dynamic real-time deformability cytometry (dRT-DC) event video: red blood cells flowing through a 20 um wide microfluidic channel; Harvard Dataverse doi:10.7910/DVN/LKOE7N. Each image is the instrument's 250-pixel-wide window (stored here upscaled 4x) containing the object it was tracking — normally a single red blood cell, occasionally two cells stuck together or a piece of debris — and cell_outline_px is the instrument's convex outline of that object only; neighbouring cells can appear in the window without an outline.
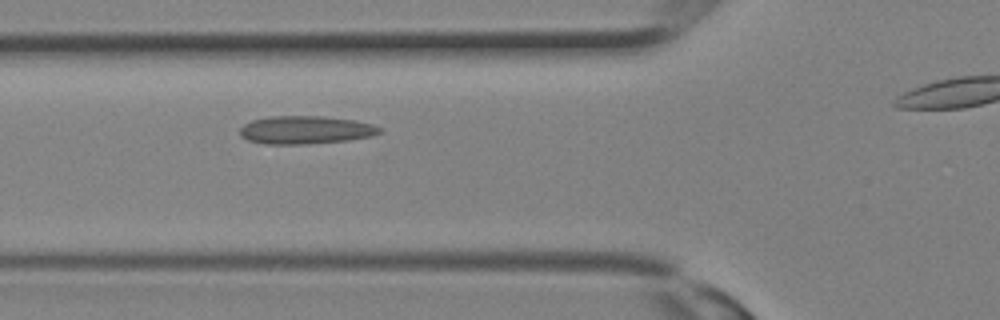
{"species": "Egyptian fruit bat (a non-hibernating species)", "species_latin": "Rousettus aegyptiacus", "temperature_condition": "room temperature", "stored_images_in_passage": 7, "camera_frame_rate_fps": 3000, "um_per_image_px": 0.085, "animal": {"sex": "female"}, "frame": {"image": 1, "passage_image": 6, "time_ms": 1.667, "image_size_px": [1000, 320], "cell_outline_px": [[380, 132], [372, 136], [348, 140], [308, 144], [264, 144], [248, 140], [240, 136], [240, 128], [244, 124], [252, 120], [268, 116], [324, 116], [356, 120], [372, 124], [380, 128]], "centroid_in_image_um": [25.95, 11.04], "position_along_channel_um": 99.9, "area_um2": 22.95}}